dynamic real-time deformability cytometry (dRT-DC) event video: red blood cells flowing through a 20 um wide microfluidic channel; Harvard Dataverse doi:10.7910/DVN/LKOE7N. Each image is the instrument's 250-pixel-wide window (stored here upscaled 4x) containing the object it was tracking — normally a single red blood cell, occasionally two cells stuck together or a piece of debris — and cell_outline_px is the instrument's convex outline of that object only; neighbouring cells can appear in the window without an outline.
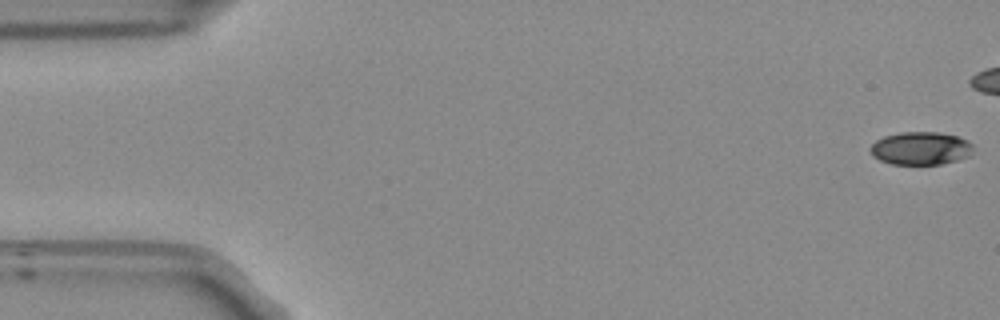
{"species": "Egyptian fruit bat (a non-hibernating species)", "species_latin": "Rousettus aegyptiacus", "temperature_condition": "room temperature", "stored_images_in_passage": 11, "camera_frame_rate_fps": 3000, "um_per_image_px": 0.085, "frame": {"image": 1, "passage_image": 1, "time_ms": 0.0, "image_size_px": [1000, 320], "cell_outline_px": [[972, 148], [968, 156], [956, 160], [940, 164], [892, 164], [880, 160], [872, 156], [868, 148], [876, 140], [884, 136], [900, 132], [940, 132], [956, 136], [968, 140], [972, 144]], "centroid_in_image_um": [78.21, 12.6], "position_along_channel_um": 6.8, "area_um2": 19.77}}